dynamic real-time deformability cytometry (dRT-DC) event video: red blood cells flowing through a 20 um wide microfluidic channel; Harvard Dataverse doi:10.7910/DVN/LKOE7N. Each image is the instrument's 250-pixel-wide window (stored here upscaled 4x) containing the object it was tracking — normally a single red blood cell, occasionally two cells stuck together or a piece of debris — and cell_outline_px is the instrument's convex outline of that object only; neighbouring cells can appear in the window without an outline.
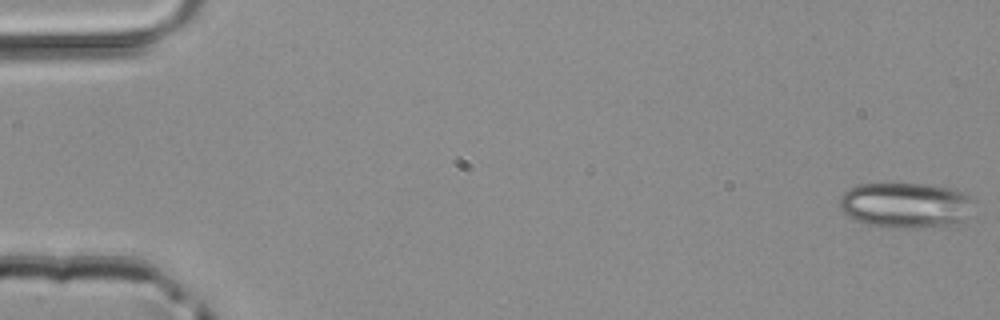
{"species": "common noctule bat (a hibernating species)", "species_latin": "Nyctalus noctula", "temperature_condition": "room temperature", "stored_images_in_passage": 50, "camera_frame_rate_fps": 3000, "um_per_image_px": 0.085, "animal": {"sex": "male", "body_mass_g": 20.4}, "frame": {"image": 1, "passage_image": 1, "time_ms": 0.0, "image_size_px": [1000, 320], "cell_outline_px": [[968, 200], [964, 220], [956, 228], [884, 228], [868, 224], [856, 220], [848, 216], [840, 208], [840, 196], [844, 192], [856, 184], [928, 184], [952, 188], [968, 192]], "centroid_in_image_um": [76.97, 17.47], "position_along_channel_um": 8.0, "area_um2": 36.01}}
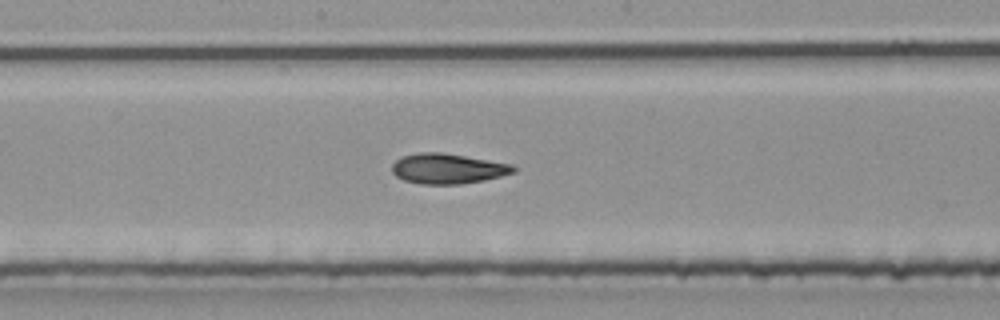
{"frame": {"image": 2, "passage_image": 27, "time_ms": 8.667, "image_size_px": [1000, 320], "cell_outline_px": [[516, 172], [484, 180], [460, 184], [420, 184], [404, 180], [396, 176], [392, 172], [392, 164], [400, 156], [420, 152], [440, 152], [512, 164], [516, 168]], "centroid_in_image_um": [38.03, 14.33], "position_along_channel_um": 210.2, "area_um2": 21.33}}
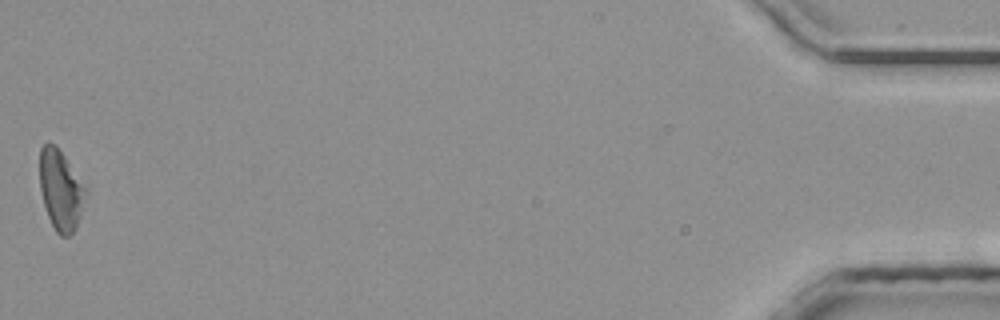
{"frame": {"image": 3, "passage_image": 50, "time_ms": 16.333, "image_size_px": [1000, 320], "cell_outline_px": [[88, 192], [76, 228], [68, 236], [60, 236], [56, 232], [48, 216], [44, 204], [40, 188], [40, 148], [48, 140], [56, 144], [88, 188]], "centroid_in_image_um": [5.18, 16.11], "position_along_channel_um": 430.0, "area_um2": 21.79}}